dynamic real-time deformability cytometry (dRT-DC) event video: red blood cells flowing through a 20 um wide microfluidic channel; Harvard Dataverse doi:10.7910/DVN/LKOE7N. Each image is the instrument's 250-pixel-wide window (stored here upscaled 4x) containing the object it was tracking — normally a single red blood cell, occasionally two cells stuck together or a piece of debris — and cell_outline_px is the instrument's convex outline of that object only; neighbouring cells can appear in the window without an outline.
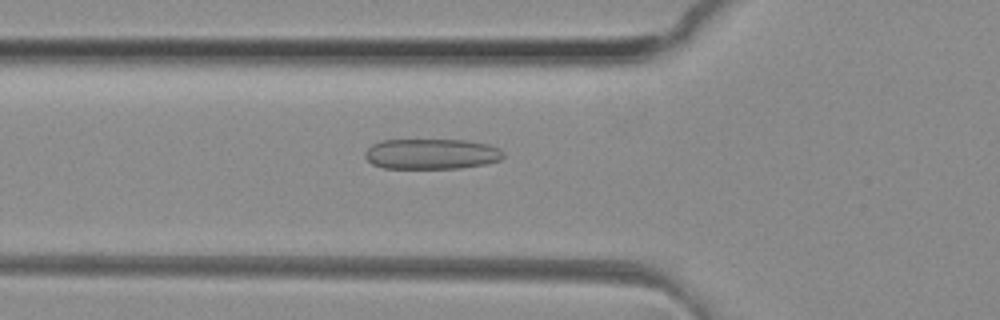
{"species": "common noctule bat (a hibernating species)", "species_latin": "Nyctalus noctula", "temperature_condition": "room temperature", "stored_images_in_passage": 49, "camera_frame_rate_fps": 3000, "um_per_image_px": 0.085, "animal": {"sex": "female", "body_mass_g": 29.2, "forearm_length_mm": 56.3}, "frame": {"image": 1, "passage_image": 17, "time_ms": 5.333, "image_size_px": [1000, 320], "cell_outline_px": [[504, 156], [500, 160], [484, 164], [460, 168], [384, 168], [372, 164], [364, 156], [364, 152], [372, 144], [380, 140], [468, 140], [488, 144], [500, 148], [504, 152]], "centroid_in_image_um": [36.68, 13.08], "position_along_channel_um": 89.1, "area_um2": 24.68}}
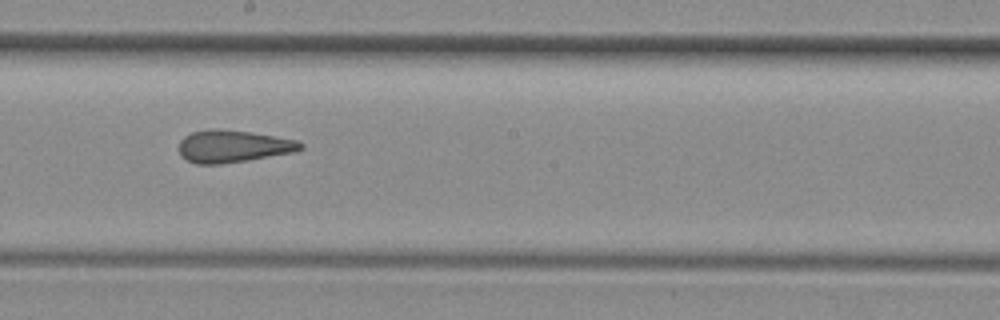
{"frame": {"image": 2, "passage_image": 27, "time_ms": 8.667, "image_size_px": [1000, 320], "cell_outline_px": [[304, 148], [296, 152], [248, 160], [220, 164], [196, 164], [188, 160], [180, 152], [180, 140], [184, 136], [192, 132], [212, 128], [216, 128], [248, 132], [276, 136], [296, 140], [304, 144]], "centroid_in_image_um": [19.85, 12.43], "position_along_channel_um": 228.4, "area_um2": 22.83}}
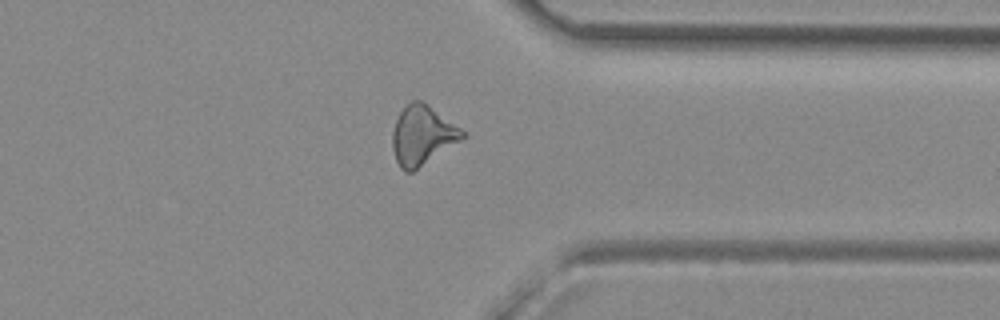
{"frame": {"image": 3, "passage_image": 38, "time_ms": 12.333, "image_size_px": [1000, 320], "cell_outline_px": [[468, 136], [412, 172], [404, 172], [400, 168], [396, 160], [392, 148], [392, 132], [396, 120], [400, 112], [412, 100], [420, 100], [428, 104], [460, 128]], "centroid_in_image_um": [35.89, 11.52], "position_along_channel_um": 375.5, "area_um2": 24.04}, "authors_computed_cell_mechanics": {"area_um2": 24.1026, "velocity_mm_per_s": 4.1615, "shape_relaxation_time_tau1_ms": null, "shape_relaxation_time_tau2_ms": 2.2165, "deformation_change_tau1": null, "deformation_change_tau2": 0.1324}}